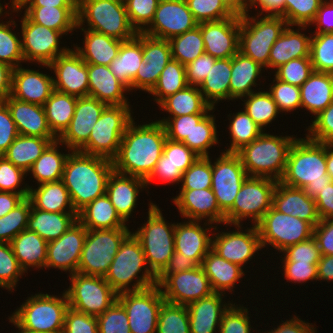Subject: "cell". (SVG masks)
Here are the masks:
<instances>
[{"label": "cell", "instance_id": "1", "mask_svg": "<svg viewBox=\"0 0 333 333\" xmlns=\"http://www.w3.org/2000/svg\"><path fill=\"white\" fill-rule=\"evenodd\" d=\"M127 126L117 155L112 159L114 171L146 179L163 153L167 139L165 127L158 121Z\"/></svg>", "mask_w": 333, "mask_h": 333}, {"label": "cell", "instance_id": "2", "mask_svg": "<svg viewBox=\"0 0 333 333\" xmlns=\"http://www.w3.org/2000/svg\"><path fill=\"white\" fill-rule=\"evenodd\" d=\"M113 170V162L108 158L80 151L69 153L61 180L77 212L106 194L107 181Z\"/></svg>", "mask_w": 333, "mask_h": 333}, {"label": "cell", "instance_id": "3", "mask_svg": "<svg viewBox=\"0 0 333 333\" xmlns=\"http://www.w3.org/2000/svg\"><path fill=\"white\" fill-rule=\"evenodd\" d=\"M333 180L327 174L326 143L296 138L292 144L284 175L280 182L301 188L312 198Z\"/></svg>", "mask_w": 333, "mask_h": 333}, {"label": "cell", "instance_id": "4", "mask_svg": "<svg viewBox=\"0 0 333 333\" xmlns=\"http://www.w3.org/2000/svg\"><path fill=\"white\" fill-rule=\"evenodd\" d=\"M143 269L144 271H142ZM138 273L141 275L139 276ZM156 277L148 266L139 240L132 232L121 243L108 272L104 276L117 294L140 291L155 286L157 285ZM133 281L135 283L132 284V288H129V284Z\"/></svg>", "mask_w": 333, "mask_h": 333}, {"label": "cell", "instance_id": "5", "mask_svg": "<svg viewBox=\"0 0 333 333\" xmlns=\"http://www.w3.org/2000/svg\"><path fill=\"white\" fill-rule=\"evenodd\" d=\"M296 138L262 133L236 153L248 176L280 181L284 175L289 150Z\"/></svg>", "mask_w": 333, "mask_h": 333}, {"label": "cell", "instance_id": "6", "mask_svg": "<svg viewBox=\"0 0 333 333\" xmlns=\"http://www.w3.org/2000/svg\"><path fill=\"white\" fill-rule=\"evenodd\" d=\"M61 297L47 293L31 295L9 317L23 330L35 333H62L69 304L65 292Z\"/></svg>", "mask_w": 333, "mask_h": 333}, {"label": "cell", "instance_id": "7", "mask_svg": "<svg viewBox=\"0 0 333 333\" xmlns=\"http://www.w3.org/2000/svg\"><path fill=\"white\" fill-rule=\"evenodd\" d=\"M85 21L87 29L122 41L137 34L130 25L125 3L118 0H77V28Z\"/></svg>", "mask_w": 333, "mask_h": 333}, {"label": "cell", "instance_id": "8", "mask_svg": "<svg viewBox=\"0 0 333 333\" xmlns=\"http://www.w3.org/2000/svg\"><path fill=\"white\" fill-rule=\"evenodd\" d=\"M263 16L240 15L239 52L269 68L270 50L288 23L282 16Z\"/></svg>", "mask_w": 333, "mask_h": 333}, {"label": "cell", "instance_id": "9", "mask_svg": "<svg viewBox=\"0 0 333 333\" xmlns=\"http://www.w3.org/2000/svg\"><path fill=\"white\" fill-rule=\"evenodd\" d=\"M149 205L147 222L138 228V231L133 232V235L142 246L150 270L158 276L175 252L176 224L167 223L157 205L151 202Z\"/></svg>", "mask_w": 333, "mask_h": 333}, {"label": "cell", "instance_id": "10", "mask_svg": "<svg viewBox=\"0 0 333 333\" xmlns=\"http://www.w3.org/2000/svg\"><path fill=\"white\" fill-rule=\"evenodd\" d=\"M129 105H107L95 123L88 142L79 150L112 160L118 153L125 130L133 120Z\"/></svg>", "mask_w": 333, "mask_h": 333}, {"label": "cell", "instance_id": "11", "mask_svg": "<svg viewBox=\"0 0 333 333\" xmlns=\"http://www.w3.org/2000/svg\"><path fill=\"white\" fill-rule=\"evenodd\" d=\"M130 233L128 228L87 230L78 273L104 277L121 243Z\"/></svg>", "mask_w": 333, "mask_h": 333}, {"label": "cell", "instance_id": "12", "mask_svg": "<svg viewBox=\"0 0 333 333\" xmlns=\"http://www.w3.org/2000/svg\"><path fill=\"white\" fill-rule=\"evenodd\" d=\"M277 180L267 177L248 176L239 190L233 207L225 214V225H241L251 218L256 225L272 207L273 192Z\"/></svg>", "mask_w": 333, "mask_h": 333}, {"label": "cell", "instance_id": "13", "mask_svg": "<svg viewBox=\"0 0 333 333\" xmlns=\"http://www.w3.org/2000/svg\"><path fill=\"white\" fill-rule=\"evenodd\" d=\"M69 276L71 284L65 293L70 308L98 317L117 301L118 294L104 277L78 272Z\"/></svg>", "mask_w": 333, "mask_h": 333}, {"label": "cell", "instance_id": "14", "mask_svg": "<svg viewBox=\"0 0 333 333\" xmlns=\"http://www.w3.org/2000/svg\"><path fill=\"white\" fill-rule=\"evenodd\" d=\"M262 248L266 245L282 252L286 248L313 236L314 227L300 218L271 207L256 224Z\"/></svg>", "mask_w": 333, "mask_h": 333}, {"label": "cell", "instance_id": "15", "mask_svg": "<svg viewBox=\"0 0 333 333\" xmlns=\"http://www.w3.org/2000/svg\"><path fill=\"white\" fill-rule=\"evenodd\" d=\"M117 301L127 313L131 333H156L158 314L165 301L158 285L120 293Z\"/></svg>", "mask_w": 333, "mask_h": 333}, {"label": "cell", "instance_id": "16", "mask_svg": "<svg viewBox=\"0 0 333 333\" xmlns=\"http://www.w3.org/2000/svg\"><path fill=\"white\" fill-rule=\"evenodd\" d=\"M156 282L164 288L161 292L165 301L183 306L214 293L201 265L171 275H158Z\"/></svg>", "mask_w": 333, "mask_h": 333}, {"label": "cell", "instance_id": "17", "mask_svg": "<svg viewBox=\"0 0 333 333\" xmlns=\"http://www.w3.org/2000/svg\"><path fill=\"white\" fill-rule=\"evenodd\" d=\"M248 177L237 153L222 152L212 163V185L220 211L225 215Z\"/></svg>", "mask_w": 333, "mask_h": 333}, {"label": "cell", "instance_id": "18", "mask_svg": "<svg viewBox=\"0 0 333 333\" xmlns=\"http://www.w3.org/2000/svg\"><path fill=\"white\" fill-rule=\"evenodd\" d=\"M21 43L24 61L50 64L59 55L70 48H60L59 39L64 35L60 31L47 28L33 22L25 13L21 18Z\"/></svg>", "mask_w": 333, "mask_h": 333}, {"label": "cell", "instance_id": "19", "mask_svg": "<svg viewBox=\"0 0 333 333\" xmlns=\"http://www.w3.org/2000/svg\"><path fill=\"white\" fill-rule=\"evenodd\" d=\"M198 26L185 0H159L151 23L142 33L159 39L170 38Z\"/></svg>", "mask_w": 333, "mask_h": 333}, {"label": "cell", "instance_id": "20", "mask_svg": "<svg viewBox=\"0 0 333 333\" xmlns=\"http://www.w3.org/2000/svg\"><path fill=\"white\" fill-rule=\"evenodd\" d=\"M43 66L54 70V89L76 97L89 96V80L87 63L74 50L69 49L66 53L59 55L49 65Z\"/></svg>", "mask_w": 333, "mask_h": 333}, {"label": "cell", "instance_id": "21", "mask_svg": "<svg viewBox=\"0 0 333 333\" xmlns=\"http://www.w3.org/2000/svg\"><path fill=\"white\" fill-rule=\"evenodd\" d=\"M86 235L87 229L77 220L58 239L48 242L45 268L77 273Z\"/></svg>", "mask_w": 333, "mask_h": 333}, {"label": "cell", "instance_id": "22", "mask_svg": "<svg viewBox=\"0 0 333 333\" xmlns=\"http://www.w3.org/2000/svg\"><path fill=\"white\" fill-rule=\"evenodd\" d=\"M241 226L235 225L237 231L216 233L215 238L212 237L211 249L225 260L243 268V265L262 249V246L256 225L245 229V232L240 230Z\"/></svg>", "mask_w": 333, "mask_h": 333}, {"label": "cell", "instance_id": "23", "mask_svg": "<svg viewBox=\"0 0 333 333\" xmlns=\"http://www.w3.org/2000/svg\"><path fill=\"white\" fill-rule=\"evenodd\" d=\"M142 59L133 79V90L140 89L149 93L167 63L172 59L169 41L142 33Z\"/></svg>", "mask_w": 333, "mask_h": 333}, {"label": "cell", "instance_id": "24", "mask_svg": "<svg viewBox=\"0 0 333 333\" xmlns=\"http://www.w3.org/2000/svg\"><path fill=\"white\" fill-rule=\"evenodd\" d=\"M106 106V103L90 96L78 97L70 124L58 141L70 151H79L88 142L90 133Z\"/></svg>", "mask_w": 333, "mask_h": 333}, {"label": "cell", "instance_id": "25", "mask_svg": "<svg viewBox=\"0 0 333 333\" xmlns=\"http://www.w3.org/2000/svg\"><path fill=\"white\" fill-rule=\"evenodd\" d=\"M205 53L216 59L232 58L239 51L240 15L199 23Z\"/></svg>", "mask_w": 333, "mask_h": 333}, {"label": "cell", "instance_id": "26", "mask_svg": "<svg viewBox=\"0 0 333 333\" xmlns=\"http://www.w3.org/2000/svg\"><path fill=\"white\" fill-rule=\"evenodd\" d=\"M174 204L179 212L188 221H208L207 225L212 223H224L225 215L220 211L216 197L212 189H181L178 196L173 198ZM204 218V219H203Z\"/></svg>", "mask_w": 333, "mask_h": 333}, {"label": "cell", "instance_id": "27", "mask_svg": "<svg viewBox=\"0 0 333 333\" xmlns=\"http://www.w3.org/2000/svg\"><path fill=\"white\" fill-rule=\"evenodd\" d=\"M54 90L53 78L39 71L18 66L12 71L10 96L43 106Z\"/></svg>", "mask_w": 333, "mask_h": 333}, {"label": "cell", "instance_id": "28", "mask_svg": "<svg viewBox=\"0 0 333 333\" xmlns=\"http://www.w3.org/2000/svg\"><path fill=\"white\" fill-rule=\"evenodd\" d=\"M272 207L284 214L300 218L315 227L320 221L317 205L304 189L294 188L277 181Z\"/></svg>", "mask_w": 333, "mask_h": 333}, {"label": "cell", "instance_id": "29", "mask_svg": "<svg viewBox=\"0 0 333 333\" xmlns=\"http://www.w3.org/2000/svg\"><path fill=\"white\" fill-rule=\"evenodd\" d=\"M4 102L11 112L19 135L57 138L48 125L44 106L19 101L10 95Z\"/></svg>", "mask_w": 333, "mask_h": 333}, {"label": "cell", "instance_id": "30", "mask_svg": "<svg viewBox=\"0 0 333 333\" xmlns=\"http://www.w3.org/2000/svg\"><path fill=\"white\" fill-rule=\"evenodd\" d=\"M146 188L145 179L125 175L113 170L107 181L106 195L115 207L116 213L126 222L137 202L140 189Z\"/></svg>", "mask_w": 333, "mask_h": 333}, {"label": "cell", "instance_id": "31", "mask_svg": "<svg viewBox=\"0 0 333 333\" xmlns=\"http://www.w3.org/2000/svg\"><path fill=\"white\" fill-rule=\"evenodd\" d=\"M200 221L176 223L174 232L175 251L192 259L197 265H202L204 257L212 248V237L207 235Z\"/></svg>", "mask_w": 333, "mask_h": 333}, {"label": "cell", "instance_id": "32", "mask_svg": "<svg viewBox=\"0 0 333 333\" xmlns=\"http://www.w3.org/2000/svg\"><path fill=\"white\" fill-rule=\"evenodd\" d=\"M87 72L90 97L107 105H129L124 95L129 89L112 74L109 66L87 63Z\"/></svg>", "mask_w": 333, "mask_h": 333}, {"label": "cell", "instance_id": "33", "mask_svg": "<svg viewBox=\"0 0 333 333\" xmlns=\"http://www.w3.org/2000/svg\"><path fill=\"white\" fill-rule=\"evenodd\" d=\"M223 296L214 292L187 306L190 333H215L216 327L219 329L223 313L232 304H223Z\"/></svg>", "mask_w": 333, "mask_h": 333}, {"label": "cell", "instance_id": "34", "mask_svg": "<svg viewBox=\"0 0 333 333\" xmlns=\"http://www.w3.org/2000/svg\"><path fill=\"white\" fill-rule=\"evenodd\" d=\"M288 25L270 50L269 68H279L292 59L310 57L311 36L302 34L299 28ZM300 31V32H299Z\"/></svg>", "mask_w": 333, "mask_h": 333}, {"label": "cell", "instance_id": "35", "mask_svg": "<svg viewBox=\"0 0 333 333\" xmlns=\"http://www.w3.org/2000/svg\"><path fill=\"white\" fill-rule=\"evenodd\" d=\"M84 31V48L74 46V50L80 55L85 63L109 66L117 57L122 40L81 28Z\"/></svg>", "mask_w": 333, "mask_h": 333}, {"label": "cell", "instance_id": "36", "mask_svg": "<svg viewBox=\"0 0 333 333\" xmlns=\"http://www.w3.org/2000/svg\"><path fill=\"white\" fill-rule=\"evenodd\" d=\"M142 61V32H137L133 38L122 41L118 55L109 67L112 74L131 91Z\"/></svg>", "mask_w": 333, "mask_h": 333}, {"label": "cell", "instance_id": "37", "mask_svg": "<svg viewBox=\"0 0 333 333\" xmlns=\"http://www.w3.org/2000/svg\"><path fill=\"white\" fill-rule=\"evenodd\" d=\"M301 108L315 117L333 102V74L314 71L300 86Z\"/></svg>", "mask_w": 333, "mask_h": 333}, {"label": "cell", "instance_id": "38", "mask_svg": "<svg viewBox=\"0 0 333 333\" xmlns=\"http://www.w3.org/2000/svg\"><path fill=\"white\" fill-rule=\"evenodd\" d=\"M28 199L34 208L43 211L78 213L73 207L68 189L62 180L43 183L35 189L32 186L29 187Z\"/></svg>", "mask_w": 333, "mask_h": 333}, {"label": "cell", "instance_id": "39", "mask_svg": "<svg viewBox=\"0 0 333 333\" xmlns=\"http://www.w3.org/2000/svg\"><path fill=\"white\" fill-rule=\"evenodd\" d=\"M202 268L209 279L213 292H232L237 281L245 275L243 268L220 257L212 249L204 257Z\"/></svg>", "mask_w": 333, "mask_h": 333}, {"label": "cell", "instance_id": "40", "mask_svg": "<svg viewBox=\"0 0 333 333\" xmlns=\"http://www.w3.org/2000/svg\"><path fill=\"white\" fill-rule=\"evenodd\" d=\"M77 219L87 230L128 228L106 194L82 208Z\"/></svg>", "mask_w": 333, "mask_h": 333}, {"label": "cell", "instance_id": "41", "mask_svg": "<svg viewBox=\"0 0 333 333\" xmlns=\"http://www.w3.org/2000/svg\"><path fill=\"white\" fill-rule=\"evenodd\" d=\"M78 213H58L36 209L31 205L27 230L36 232L47 242L58 239L78 219Z\"/></svg>", "mask_w": 333, "mask_h": 333}, {"label": "cell", "instance_id": "42", "mask_svg": "<svg viewBox=\"0 0 333 333\" xmlns=\"http://www.w3.org/2000/svg\"><path fill=\"white\" fill-rule=\"evenodd\" d=\"M47 243L36 232L27 229L20 232L11 241L14 255L25 272L28 267L45 268Z\"/></svg>", "mask_w": 333, "mask_h": 333}, {"label": "cell", "instance_id": "43", "mask_svg": "<svg viewBox=\"0 0 333 333\" xmlns=\"http://www.w3.org/2000/svg\"><path fill=\"white\" fill-rule=\"evenodd\" d=\"M25 9V14L35 23L60 31L63 34L77 29V7H19L12 12Z\"/></svg>", "mask_w": 333, "mask_h": 333}, {"label": "cell", "instance_id": "44", "mask_svg": "<svg viewBox=\"0 0 333 333\" xmlns=\"http://www.w3.org/2000/svg\"><path fill=\"white\" fill-rule=\"evenodd\" d=\"M262 67L252 58L237 52L232 57V72L230 81V100L241 99L252 92V86H256V80L260 77Z\"/></svg>", "mask_w": 333, "mask_h": 333}, {"label": "cell", "instance_id": "45", "mask_svg": "<svg viewBox=\"0 0 333 333\" xmlns=\"http://www.w3.org/2000/svg\"><path fill=\"white\" fill-rule=\"evenodd\" d=\"M158 105L171 117L209 113L215 109L205 100L199 87L192 85L166 97Z\"/></svg>", "mask_w": 333, "mask_h": 333}, {"label": "cell", "instance_id": "46", "mask_svg": "<svg viewBox=\"0 0 333 333\" xmlns=\"http://www.w3.org/2000/svg\"><path fill=\"white\" fill-rule=\"evenodd\" d=\"M58 138H40L18 135L2 155L26 173L45 149Z\"/></svg>", "mask_w": 333, "mask_h": 333}, {"label": "cell", "instance_id": "47", "mask_svg": "<svg viewBox=\"0 0 333 333\" xmlns=\"http://www.w3.org/2000/svg\"><path fill=\"white\" fill-rule=\"evenodd\" d=\"M232 58L216 59L207 78L199 86L205 100L214 108L219 100H230Z\"/></svg>", "mask_w": 333, "mask_h": 333}, {"label": "cell", "instance_id": "48", "mask_svg": "<svg viewBox=\"0 0 333 333\" xmlns=\"http://www.w3.org/2000/svg\"><path fill=\"white\" fill-rule=\"evenodd\" d=\"M77 98L54 89L43 105L48 125L57 138L68 128L74 115Z\"/></svg>", "mask_w": 333, "mask_h": 333}, {"label": "cell", "instance_id": "49", "mask_svg": "<svg viewBox=\"0 0 333 333\" xmlns=\"http://www.w3.org/2000/svg\"><path fill=\"white\" fill-rule=\"evenodd\" d=\"M59 144L58 140L52 142L27 171L32 173L38 185L62 179L64 165L70 152L68 150V154H61L57 147Z\"/></svg>", "mask_w": 333, "mask_h": 333}, {"label": "cell", "instance_id": "50", "mask_svg": "<svg viewBox=\"0 0 333 333\" xmlns=\"http://www.w3.org/2000/svg\"><path fill=\"white\" fill-rule=\"evenodd\" d=\"M172 59L184 66L205 53L203 36L199 26L183 34L170 38Z\"/></svg>", "mask_w": 333, "mask_h": 333}, {"label": "cell", "instance_id": "51", "mask_svg": "<svg viewBox=\"0 0 333 333\" xmlns=\"http://www.w3.org/2000/svg\"><path fill=\"white\" fill-rule=\"evenodd\" d=\"M188 86L185 66L177 60L171 59L161 72L157 83L149 92L154 96L156 104H159L166 97Z\"/></svg>", "mask_w": 333, "mask_h": 333}, {"label": "cell", "instance_id": "52", "mask_svg": "<svg viewBox=\"0 0 333 333\" xmlns=\"http://www.w3.org/2000/svg\"><path fill=\"white\" fill-rule=\"evenodd\" d=\"M244 98V110L262 130L279 114L278 106L268 91L252 92Z\"/></svg>", "mask_w": 333, "mask_h": 333}, {"label": "cell", "instance_id": "53", "mask_svg": "<svg viewBox=\"0 0 333 333\" xmlns=\"http://www.w3.org/2000/svg\"><path fill=\"white\" fill-rule=\"evenodd\" d=\"M231 119L228 129L232 140L230 147L224 152L236 153L244 145L251 143L264 132L245 110L233 113V117L230 115Z\"/></svg>", "mask_w": 333, "mask_h": 333}, {"label": "cell", "instance_id": "54", "mask_svg": "<svg viewBox=\"0 0 333 333\" xmlns=\"http://www.w3.org/2000/svg\"><path fill=\"white\" fill-rule=\"evenodd\" d=\"M156 333H190L187 306L164 301L158 314Z\"/></svg>", "mask_w": 333, "mask_h": 333}, {"label": "cell", "instance_id": "55", "mask_svg": "<svg viewBox=\"0 0 333 333\" xmlns=\"http://www.w3.org/2000/svg\"><path fill=\"white\" fill-rule=\"evenodd\" d=\"M214 115L206 114L194 127L191 140H184L191 150L199 156H209L210 147L219 143Z\"/></svg>", "mask_w": 333, "mask_h": 333}, {"label": "cell", "instance_id": "56", "mask_svg": "<svg viewBox=\"0 0 333 333\" xmlns=\"http://www.w3.org/2000/svg\"><path fill=\"white\" fill-rule=\"evenodd\" d=\"M30 211L31 201L25 198L8 214L0 217L1 243H11L20 232L27 229Z\"/></svg>", "mask_w": 333, "mask_h": 333}, {"label": "cell", "instance_id": "57", "mask_svg": "<svg viewBox=\"0 0 333 333\" xmlns=\"http://www.w3.org/2000/svg\"><path fill=\"white\" fill-rule=\"evenodd\" d=\"M311 35L310 58L314 71L333 74V33Z\"/></svg>", "mask_w": 333, "mask_h": 333}, {"label": "cell", "instance_id": "58", "mask_svg": "<svg viewBox=\"0 0 333 333\" xmlns=\"http://www.w3.org/2000/svg\"><path fill=\"white\" fill-rule=\"evenodd\" d=\"M323 0H285L284 19L290 26L306 29L312 22Z\"/></svg>", "mask_w": 333, "mask_h": 333}, {"label": "cell", "instance_id": "59", "mask_svg": "<svg viewBox=\"0 0 333 333\" xmlns=\"http://www.w3.org/2000/svg\"><path fill=\"white\" fill-rule=\"evenodd\" d=\"M10 25L16 26L15 21L0 22V62L15 69L24 61V56L21 39L11 31Z\"/></svg>", "mask_w": 333, "mask_h": 333}, {"label": "cell", "instance_id": "60", "mask_svg": "<svg viewBox=\"0 0 333 333\" xmlns=\"http://www.w3.org/2000/svg\"><path fill=\"white\" fill-rule=\"evenodd\" d=\"M181 189H210L212 185V162L210 156H199L183 173Z\"/></svg>", "mask_w": 333, "mask_h": 333}, {"label": "cell", "instance_id": "61", "mask_svg": "<svg viewBox=\"0 0 333 333\" xmlns=\"http://www.w3.org/2000/svg\"><path fill=\"white\" fill-rule=\"evenodd\" d=\"M195 21L199 23L232 17L234 13L222 0H185Z\"/></svg>", "mask_w": 333, "mask_h": 333}, {"label": "cell", "instance_id": "62", "mask_svg": "<svg viewBox=\"0 0 333 333\" xmlns=\"http://www.w3.org/2000/svg\"><path fill=\"white\" fill-rule=\"evenodd\" d=\"M24 273L14 255L11 243L0 242V287L14 290Z\"/></svg>", "mask_w": 333, "mask_h": 333}, {"label": "cell", "instance_id": "63", "mask_svg": "<svg viewBox=\"0 0 333 333\" xmlns=\"http://www.w3.org/2000/svg\"><path fill=\"white\" fill-rule=\"evenodd\" d=\"M206 114L196 113L178 117L168 116V118H163L162 120H158V122L164 125L168 139L183 142L184 140H191V133L194 127Z\"/></svg>", "mask_w": 333, "mask_h": 333}, {"label": "cell", "instance_id": "64", "mask_svg": "<svg viewBox=\"0 0 333 333\" xmlns=\"http://www.w3.org/2000/svg\"><path fill=\"white\" fill-rule=\"evenodd\" d=\"M314 72L310 57L292 59L276 69L275 77L291 85L301 86Z\"/></svg>", "mask_w": 333, "mask_h": 333}, {"label": "cell", "instance_id": "65", "mask_svg": "<svg viewBox=\"0 0 333 333\" xmlns=\"http://www.w3.org/2000/svg\"><path fill=\"white\" fill-rule=\"evenodd\" d=\"M158 3L159 0H127L125 2L130 25L136 32H142L151 23Z\"/></svg>", "mask_w": 333, "mask_h": 333}, {"label": "cell", "instance_id": "66", "mask_svg": "<svg viewBox=\"0 0 333 333\" xmlns=\"http://www.w3.org/2000/svg\"><path fill=\"white\" fill-rule=\"evenodd\" d=\"M275 82V83H274ZM268 91L280 112H290L301 107L300 87L283 82L276 77Z\"/></svg>", "mask_w": 333, "mask_h": 333}, {"label": "cell", "instance_id": "67", "mask_svg": "<svg viewBox=\"0 0 333 333\" xmlns=\"http://www.w3.org/2000/svg\"><path fill=\"white\" fill-rule=\"evenodd\" d=\"M96 318L98 333H131L127 313L118 301Z\"/></svg>", "mask_w": 333, "mask_h": 333}, {"label": "cell", "instance_id": "68", "mask_svg": "<svg viewBox=\"0 0 333 333\" xmlns=\"http://www.w3.org/2000/svg\"><path fill=\"white\" fill-rule=\"evenodd\" d=\"M27 173L12 164L4 156H0V191L22 194L25 198H28L29 187L24 186L19 188L22 180ZM19 188V189H18ZM17 189V190H16Z\"/></svg>", "mask_w": 333, "mask_h": 333}, {"label": "cell", "instance_id": "69", "mask_svg": "<svg viewBox=\"0 0 333 333\" xmlns=\"http://www.w3.org/2000/svg\"><path fill=\"white\" fill-rule=\"evenodd\" d=\"M248 308L231 304L223 313L219 333H250L251 324Z\"/></svg>", "mask_w": 333, "mask_h": 333}, {"label": "cell", "instance_id": "70", "mask_svg": "<svg viewBox=\"0 0 333 333\" xmlns=\"http://www.w3.org/2000/svg\"><path fill=\"white\" fill-rule=\"evenodd\" d=\"M282 252L285 254L281 259L283 262L318 263L321 258L320 249L313 236L286 248Z\"/></svg>", "mask_w": 333, "mask_h": 333}, {"label": "cell", "instance_id": "71", "mask_svg": "<svg viewBox=\"0 0 333 333\" xmlns=\"http://www.w3.org/2000/svg\"><path fill=\"white\" fill-rule=\"evenodd\" d=\"M314 118L305 135L313 141L333 143V102Z\"/></svg>", "mask_w": 333, "mask_h": 333}, {"label": "cell", "instance_id": "72", "mask_svg": "<svg viewBox=\"0 0 333 333\" xmlns=\"http://www.w3.org/2000/svg\"><path fill=\"white\" fill-rule=\"evenodd\" d=\"M163 154L167 160L184 173L199 157L183 142H176L166 139L163 147Z\"/></svg>", "mask_w": 333, "mask_h": 333}, {"label": "cell", "instance_id": "73", "mask_svg": "<svg viewBox=\"0 0 333 333\" xmlns=\"http://www.w3.org/2000/svg\"><path fill=\"white\" fill-rule=\"evenodd\" d=\"M62 333H98L97 318L69 307Z\"/></svg>", "mask_w": 333, "mask_h": 333}, {"label": "cell", "instance_id": "74", "mask_svg": "<svg viewBox=\"0 0 333 333\" xmlns=\"http://www.w3.org/2000/svg\"><path fill=\"white\" fill-rule=\"evenodd\" d=\"M216 58L209 54H202L185 66V73L188 85L200 86L207 78Z\"/></svg>", "mask_w": 333, "mask_h": 333}, {"label": "cell", "instance_id": "75", "mask_svg": "<svg viewBox=\"0 0 333 333\" xmlns=\"http://www.w3.org/2000/svg\"><path fill=\"white\" fill-rule=\"evenodd\" d=\"M18 135L9 108L4 101H0V156L6 152Z\"/></svg>", "mask_w": 333, "mask_h": 333}, {"label": "cell", "instance_id": "76", "mask_svg": "<svg viewBox=\"0 0 333 333\" xmlns=\"http://www.w3.org/2000/svg\"><path fill=\"white\" fill-rule=\"evenodd\" d=\"M318 263L283 262V271L286 280L294 283H303L308 280H318Z\"/></svg>", "mask_w": 333, "mask_h": 333}, {"label": "cell", "instance_id": "77", "mask_svg": "<svg viewBox=\"0 0 333 333\" xmlns=\"http://www.w3.org/2000/svg\"><path fill=\"white\" fill-rule=\"evenodd\" d=\"M183 173L175 167L171 162L167 160V157L162 153L160 159L154 166L151 174L145 179L146 187L155 178L160 179L162 182L168 183H179L181 182Z\"/></svg>", "mask_w": 333, "mask_h": 333}, {"label": "cell", "instance_id": "78", "mask_svg": "<svg viewBox=\"0 0 333 333\" xmlns=\"http://www.w3.org/2000/svg\"><path fill=\"white\" fill-rule=\"evenodd\" d=\"M321 255H333V218L321 220L313 230Z\"/></svg>", "mask_w": 333, "mask_h": 333}, {"label": "cell", "instance_id": "79", "mask_svg": "<svg viewBox=\"0 0 333 333\" xmlns=\"http://www.w3.org/2000/svg\"><path fill=\"white\" fill-rule=\"evenodd\" d=\"M316 24L315 33H333V0H323L312 22Z\"/></svg>", "mask_w": 333, "mask_h": 333}, {"label": "cell", "instance_id": "80", "mask_svg": "<svg viewBox=\"0 0 333 333\" xmlns=\"http://www.w3.org/2000/svg\"><path fill=\"white\" fill-rule=\"evenodd\" d=\"M321 220L333 218V181L314 198Z\"/></svg>", "mask_w": 333, "mask_h": 333}]
</instances>
